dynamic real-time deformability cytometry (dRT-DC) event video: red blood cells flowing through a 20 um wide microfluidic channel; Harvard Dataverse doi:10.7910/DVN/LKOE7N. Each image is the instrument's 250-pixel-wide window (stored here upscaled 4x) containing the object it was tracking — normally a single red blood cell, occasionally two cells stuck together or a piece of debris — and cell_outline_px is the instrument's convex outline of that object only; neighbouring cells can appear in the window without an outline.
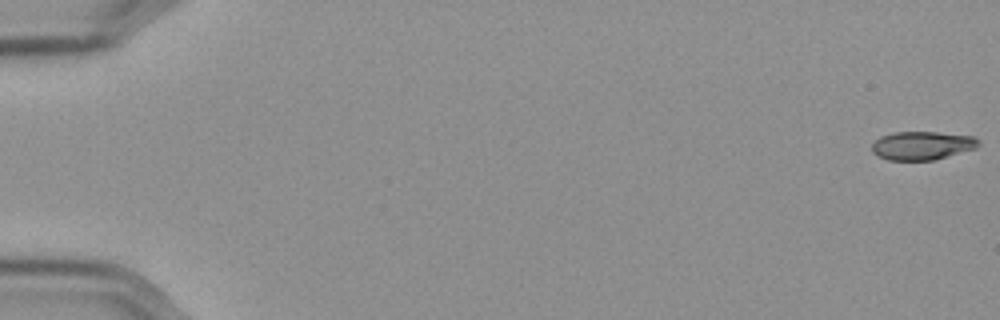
{"species": "Egyptian fruit bat (a non-hibernating species)", "species_latin": "Rousettus aegyptiacus", "temperature_condition": "cold", "stored_images_in_passage": 18, "camera_frame_rate_fps": 3000, "um_per_image_px": 0.085, "frame": {"image": 1, "passage_image": 1, "time_ms": 0.0, "image_size_px": [1000, 320], "cell_outline_px": [[980, 144], [976, 148], [936, 160], [888, 160], [876, 156], [872, 152], [872, 144], [880, 136], [896, 132], [936, 132], [972, 136]], "centroid_in_image_um": [78.35, 12.38], "position_along_channel_um": 6.7, "area_um2": 17.69}}
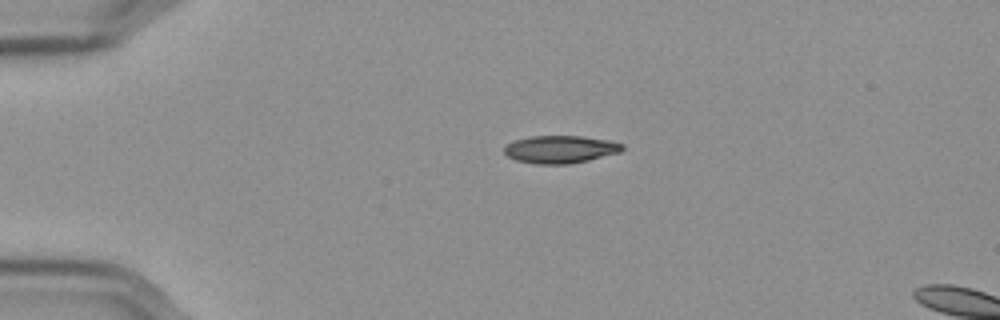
{"frame": {"image": 2, "passage_image": 14, "time_ms": 4.333, "image_size_px": [1000, 320], "cell_outline_px": [[624, 148], [620, 152], [588, 160], [568, 164], [536, 164], [516, 160], [508, 156], [504, 152], [504, 148], [508, 144], [516, 140], [532, 136], [580, 136], [608, 140], [624, 144]], "centroid_in_image_um": [47.64, 12.69], "position_along_channel_um": 37.4, "area_um2": 18.84}}